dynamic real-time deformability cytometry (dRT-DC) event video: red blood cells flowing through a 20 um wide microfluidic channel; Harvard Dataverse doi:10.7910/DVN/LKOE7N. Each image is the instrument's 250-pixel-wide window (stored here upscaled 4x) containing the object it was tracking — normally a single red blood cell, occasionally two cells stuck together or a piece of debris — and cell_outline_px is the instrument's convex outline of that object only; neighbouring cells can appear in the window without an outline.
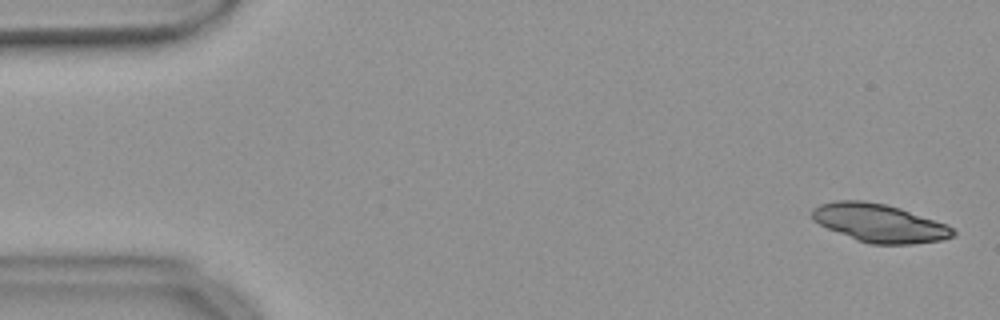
{"species": "common noctule bat (a hibernating species)", "species_latin": "Nyctalus noctula", "temperature_condition": "warm", "stored_images_in_passage": 54, "segment_of_instrument_passage": [1, 2], "camera_frame_rate_fps": 3000, "um_per_image_px": 0.085, "animal": {"sex": "female", "body_mass_g": 18.4}, "frame": {"image": 1, "passage_image": 2, "time_ms": 0.333, "image_size_px": [1000, 320], "cell_outline_px": [[956, 232], [952, 236], [944, 240], [912, 244], [868, 244], [856, 240], [828, 228], [812, 220], [812, 208], [820, 204], [836, 200], [860, 200], [884, 204], [900, 208], [948, 224]], "centroid_in_image_um": [74.76, 18.96], "position_along_channel_um": 10.2, "area_um2": 31.39}}